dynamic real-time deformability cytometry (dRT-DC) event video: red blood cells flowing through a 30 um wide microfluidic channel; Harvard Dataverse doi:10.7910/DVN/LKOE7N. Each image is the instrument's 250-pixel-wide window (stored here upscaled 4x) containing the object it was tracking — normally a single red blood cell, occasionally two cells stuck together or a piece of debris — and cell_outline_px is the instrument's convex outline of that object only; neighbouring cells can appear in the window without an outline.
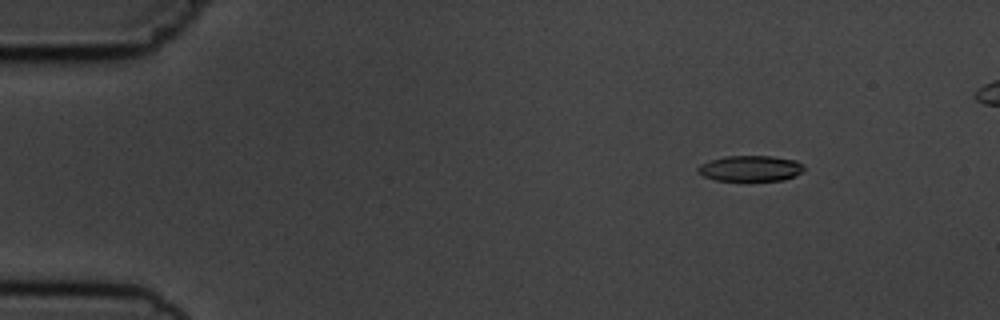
{"species": "common noctule bat (a hibernating species)", "species_latin": "Nyctalus noctula", "temperature_condition": "cold", "stored_images_in_passage": 5, "camera_frame_rate_fps": 3000, "um_per_image_px": 0.085, "animal": {"sex": "male", "body_mass_g": 19.5, "forearm_length_mm": 54.6}, "frame": {"image": 1, "passage_image": 1, "time_ms": 0.0, "image_size_px": [1000, 320], "cell_outline_px": [[804, 172], [796, 176], [784, 180], [716, 180], [704, 176], [696, 168], [700, 164], [724, 156], [772, 156], [796, 160], [804, 164]], "centroid_in_image_um": [63.85, 14.31], "position_along_channel_um": 21.1, "area_um2": 15.9}}
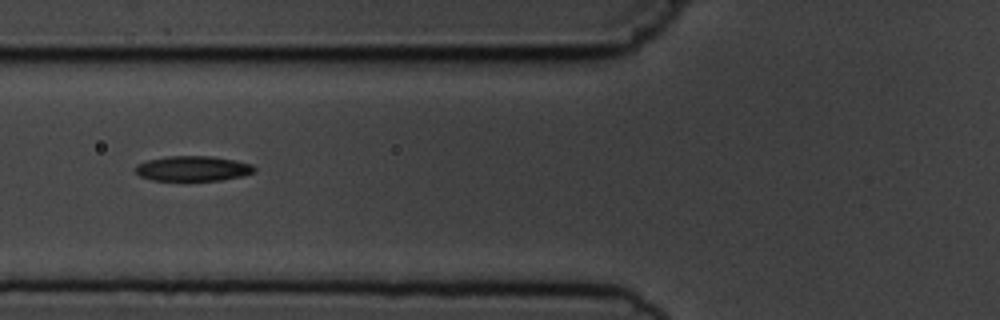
{"frame": {"image": 2, "passage_image": 5, "time_ms": 4.667, "image_size_px": [1000, 320], "cell_outline_px": [[256, 172], [244, 176], [220, 180], [152, 180], [140, 176], [136, 172], [136, 164], [148, 160], [168, 156], [212, 156], [252, 164], [256, 168]], "centroid_in_image_um": [16.42, 14.32], "position_along_channel_um": 109.4, "area_um2": 17.34}}